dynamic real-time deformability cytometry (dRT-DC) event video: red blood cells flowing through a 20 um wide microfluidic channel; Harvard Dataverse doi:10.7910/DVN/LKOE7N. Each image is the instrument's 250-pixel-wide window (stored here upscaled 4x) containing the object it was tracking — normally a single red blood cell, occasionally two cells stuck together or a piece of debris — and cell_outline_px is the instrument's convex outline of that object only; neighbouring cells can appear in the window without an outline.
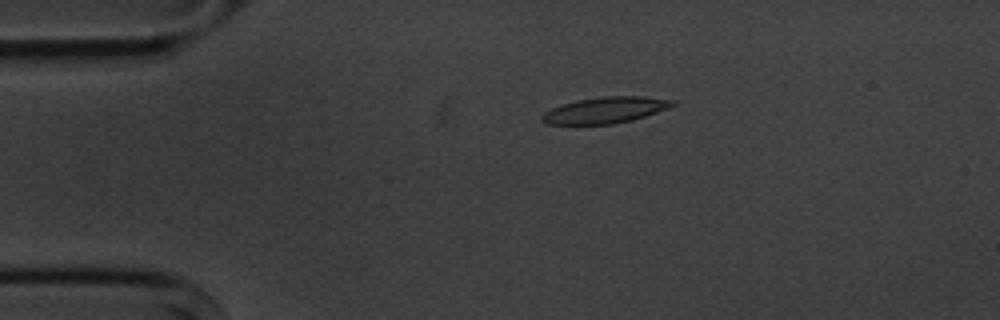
{"species": "common noctule bat (a hibernating species)", "species_latin": "Nyctalus noctula", "temperature_condition": "cold", "stored_images_in_passage": 3, "camera_frame_rate_fps": 3000, "um_per_image_px": 0.085, "animal": {"sex": "male", "body_mass_g": 20.1, "forearm_length_mm": 53.5}, "frame": {"image": 1, "passage_image": 2, "time_ms": 1.0, "image_size_px": [1000, 320], "cell_outline_px": [[676, 104], [668, 108], [632, 120], [612, 124], [548, 124], [540, 120], [540, 116], [544, 112], [552, 108], [576, 100], [604, 96], [644, 96], [676, 100]], "centroid_in_image_um": [51.45, 9.35], "position_along_channel_um": 33.5, "area_um2": 19.88}}